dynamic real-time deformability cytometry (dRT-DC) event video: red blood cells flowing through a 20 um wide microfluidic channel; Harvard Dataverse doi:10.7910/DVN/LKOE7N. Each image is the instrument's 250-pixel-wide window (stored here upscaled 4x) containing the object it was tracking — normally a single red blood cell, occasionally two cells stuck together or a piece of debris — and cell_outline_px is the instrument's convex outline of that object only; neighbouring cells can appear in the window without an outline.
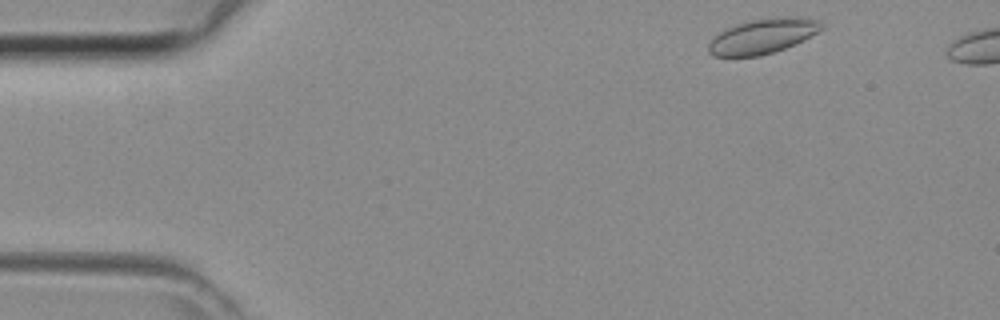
{"species": "common noctule bat (a hibernating species)", "species_latin": "Nyctalus noctula", "temperature_condition": "room temperature", "stored_images_in_passage": 10, "camera_frame_rate_fps": 3000, "um_per_image_px": 0.085, "animal": {"sex": "female", "body_mass_g": 29.2, "forearm_length_mm": 56.3}, "frame": {"image": 1, "passage_image": 1, "time_ms": 0.0, "image_size_px": [1000, 320], "cell_outline_px": [[824, 28], [784, 48], [760, 56], [712, 56], [708, 52], [708, 44], [720, 32], [736, 24], [748, 20], [788, 16], [796, 16], [820, 20], [824, 24]], "centroid_in_image_um": [64.82, 3.06], "position_along_channel_um": 20.2, "area_um2": 22.66}}